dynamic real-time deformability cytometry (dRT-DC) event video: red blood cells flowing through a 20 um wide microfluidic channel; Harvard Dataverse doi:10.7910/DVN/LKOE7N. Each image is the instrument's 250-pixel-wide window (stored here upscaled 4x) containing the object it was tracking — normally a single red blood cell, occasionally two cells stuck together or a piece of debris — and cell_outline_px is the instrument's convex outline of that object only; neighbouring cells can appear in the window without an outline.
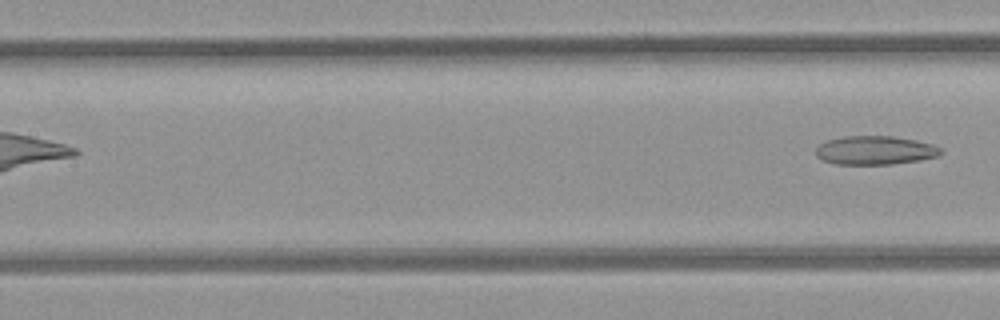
{"species": "common noctule bat (a hibernating species)", "species_latin": "Nyctalus noctula", "temperature_condition": "room temperature", "stored_images_in_passage": 6, "segment_of_instrument_passage": [2, 2], "camera_frame_rate_fps": 3000, "um_per_image_px": 0.085, "animal": {"sex": "female", "body_mass_g": 21.9}, "frame": {"image": 1, "passage_image": 6, "time_ms": 6.0, "image_size_px": [1000, 320], "cell_outline_px": [[944, 152], [940, 156], [920, 160], [892, 164], [836, 164], [820, 160], [816, 156], [816, 148], [820, 144], [828, 140], [844, 136], [892, 136], [916, 140], [932, 144], [940, 148]], "centroid_in_image_um": [74.39, 12.78], "position_along_channel_um": 133.0, "area_um2": 21.04}}